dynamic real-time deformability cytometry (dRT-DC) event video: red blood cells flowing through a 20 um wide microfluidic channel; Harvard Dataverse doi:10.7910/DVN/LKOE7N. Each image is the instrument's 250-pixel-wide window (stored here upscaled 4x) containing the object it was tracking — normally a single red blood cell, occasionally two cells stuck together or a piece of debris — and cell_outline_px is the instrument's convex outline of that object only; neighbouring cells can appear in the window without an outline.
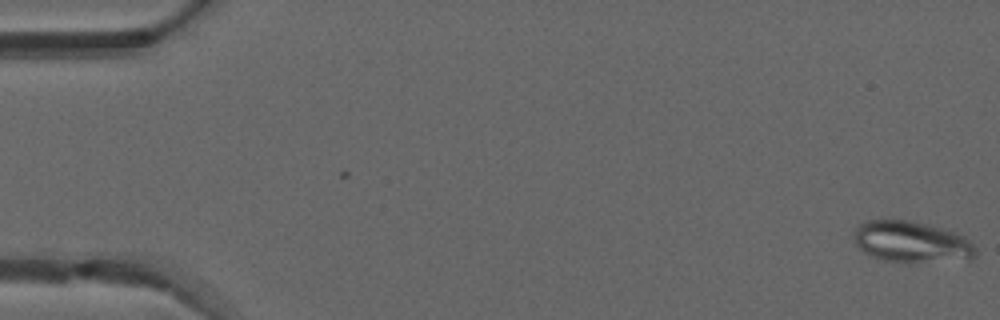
{"species": "common noctule bat (a hibernating species)", "species_latin": "Nyctalus noctula", "temperature_condition": "warm", "stored_images_in_passage": 3, "camera_frame_rate_fps": 3000, "um_per_image_px": 0.085, "animal": {"sex": "male", "forearm_length_mm": 52.5}, "frame": {"image": 1, "passage_image": 3, "time_ms": 0.667, "image_size_px": [1000, 320], "cell_outline_px": [[976, 256], [972, 260], [908, 264], [904, 264], [880, 260], [864, 252], [856, 244], [852, 236], [856, 228], [864, 220], [908, 220], [928, 224], [944, 228], [964, 236], [976, 248]], "centroid_in_image_um": [77.5, 20.6], "position_along_channel_um": 7.5, "area_um2": 30.23}}